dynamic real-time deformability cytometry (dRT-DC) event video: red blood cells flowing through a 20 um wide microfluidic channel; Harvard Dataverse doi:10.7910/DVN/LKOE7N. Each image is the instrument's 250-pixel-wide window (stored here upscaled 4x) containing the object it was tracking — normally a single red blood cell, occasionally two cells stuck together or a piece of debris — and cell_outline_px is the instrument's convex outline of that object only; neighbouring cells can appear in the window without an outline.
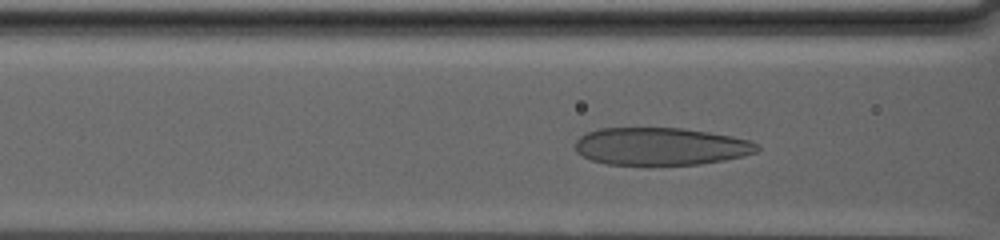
{"species": "human", "species_latin": "Homo sapiens", "temperature_condition": "warm", "stored_images_in_passage": 60, "camera_frame_rate_fps": 3000, "um_per_image_px": 0.085, "donor": {"sex": "male"}, "frame": {"image": 1, "passage_image": 21, "time_ms": 6.667, "image_size_px": [1000, 240], "cell_outline_px": [[760, 148], [756, 152], [744, 156], [724, 160], [700, 164], [652, 168], [608, 164], [592, 160], [576, 152], [576, 140], [580, 136], [588, 132], [600, 128], [680, 128], [708, 132], [732, 136], [748, 140], [756, 144]], "centroid_in_image_um": [56.14, 12.49], "position_along_channel_um": 110.5, "area_um2": 40.81}}
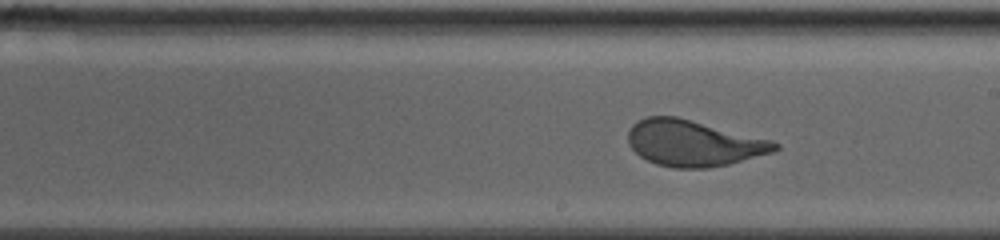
{"frame": {"image": 2, "passage_image": 36, "time_ms": 11.667, "image_size_px": [1000, 240], "cell_outline_px": [[780, 148], [776, 152], [728, 164], [708, 168], [672, 168], [656, 164], [640, 156], [628, 144], [628, 128], [636, 120], [648, 116], [676, 116], [772, 140], [780, 144]], "centroid_in_image_um": [58.95, 12.17], "position_along_channel_um": 230.1, "area_um2": 39.65}}
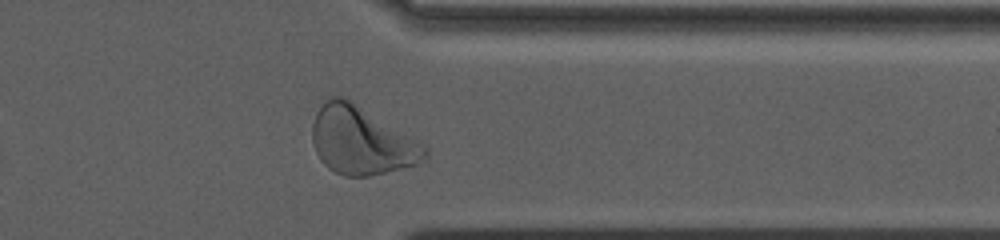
{"frame": {"image": 3, "passage_image": 55, "time_ms": 18.0, "image_size_px": [1000, 240], "cell_outline_px": [[428, 156], [416, 164], [368, 176], [344, 176], [328, 168], [320, 160], [316, 152], [312, 140], [312, 124], [316, 112], [332, 96], [340, 96], [352, 100], [428, 148]], "centroid_in_image_um": [30.68, 11.96], "position_along_channel_um": 380.7, "area_um2": 43.87}, "authors_computed_cell_mechanics": {"area_um2": 40.2866, "velocity_mm_per_s": 2.3891, "shape_relaxation_time_tau1_ms": 7.0695, "shape_relaxation_time_tau2_ms": null, "deformation_change_tau1": 0.2029, "deformation_change_tau2": null}}